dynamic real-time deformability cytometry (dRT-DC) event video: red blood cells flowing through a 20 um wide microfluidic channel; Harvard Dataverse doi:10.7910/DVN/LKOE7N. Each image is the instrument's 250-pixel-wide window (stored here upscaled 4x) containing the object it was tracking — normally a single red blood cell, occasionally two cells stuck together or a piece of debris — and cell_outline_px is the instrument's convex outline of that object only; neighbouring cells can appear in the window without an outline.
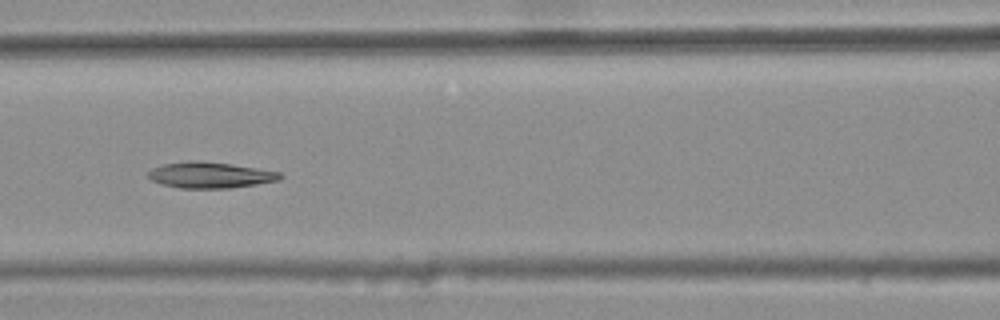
{"species": "common noctule bat (a hibernating species)", "species_latin": "Nyctalus noctula", "temperature_condition": "warm", "stored_images_in_passage": 8, "camera_frame_rate_fps": 3000, "um_per_image_px": 0.085, "animal": {"sex": "female", "body_mass_g": 25.1}, "frame": {"image": 1, "passage_image": 7, "time_ms": 2.0, "image_size_px": [1000, 320], "cell_outline_px": [[284, 176], [280, 180], [256, 184], [228, 188], [180, 188], [160, 184], [152, 180], [148, 176], [148, 172], [152, 168], [164, 164], [188, 160], [196, 160], [232, 164], [280, 172]], "centroid_in_image_um": [17.86, 14.87], "position_along_channel_um": 148.7, "area_um2": 20.0}}
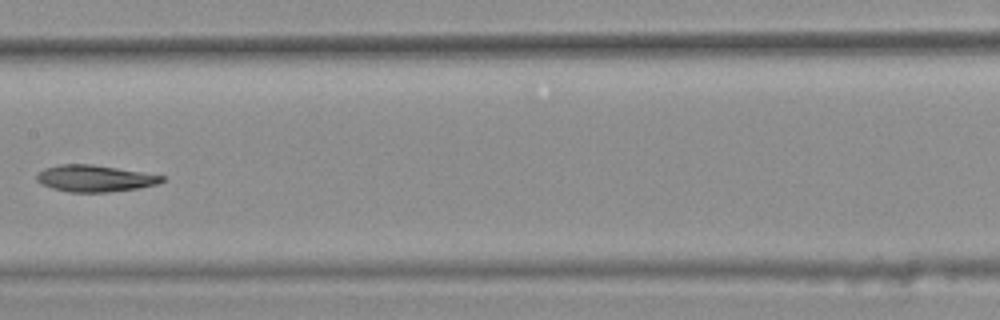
{"frame": {"image": 2, "passage_image": 8, "time_ms": 2.333, "image_size_px": [1000, 320], "cell_outline_px": [[164, 180], [160, 184], [140, 188], [108, 192], [68, 192], [52, 188], [40, 184], [36, 180], [36, 176], [44, 168], [60, 164], [92, 164], [164, 176]], "centroid_in_image_um": [8.04, 15.17], "position_along_channel_um": 199.4, "area_um2": 19.42}}